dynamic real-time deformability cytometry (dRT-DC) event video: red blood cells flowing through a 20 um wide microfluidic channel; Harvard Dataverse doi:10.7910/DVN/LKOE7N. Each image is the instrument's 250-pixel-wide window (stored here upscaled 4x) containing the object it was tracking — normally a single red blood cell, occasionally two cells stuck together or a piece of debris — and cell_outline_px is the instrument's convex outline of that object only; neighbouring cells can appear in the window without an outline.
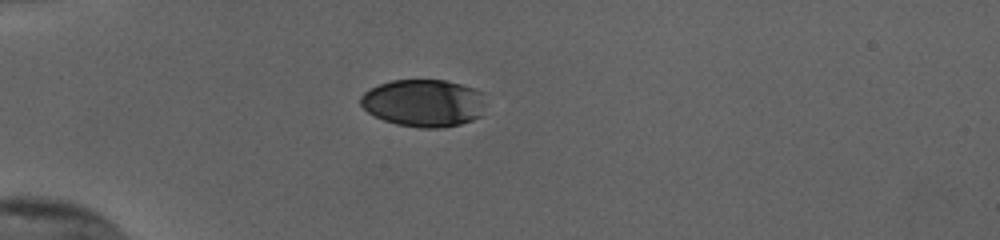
{"species": "human", "species_latin": "Homo sapiens", "temperature_condition": "cold", "stored_images_in_passage": 39, "camera_frame_rate_fps": 3000, "um_per_image_px": 0.085, "donor": {"sex": "female"}, "frame": {"image": 1, "passage_image": 1, "time_ms": 0.0, "image_size_px": [1000, 240], "cell_outline_px": [[484, 92], [480, 116], [472, 120], [460, 124], [444, 128], [420, 128], [396, 124], [384, 120], [368, 112], [360, 104], [360, 96], [364, 92], [380, 84], [392, 80], [444, 80], [460, 84]], "centroid_in_image_um": [35.99, 8.76], "position_along_channel_um": 49.0, "area_um2": 34.45}}
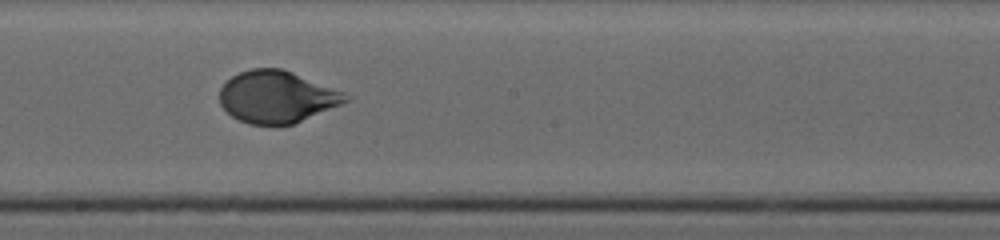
{"frame": {"image": 2, "passage_image": 17, "time_ms": 5.333, "image_size_px": [1000, 240], "cell_outline_px": [[352, 100], [292, 124], [248, 124], [232, 116], [220, 104], [220, 88], [232, 76], [240, 72], [252, 68], [284, 68], [344, 92], [352, 96]], "centroid_in_image_um": [23.56, 8.21], "position_along_channel_um": 224.6, "area_um2": 38.09}}
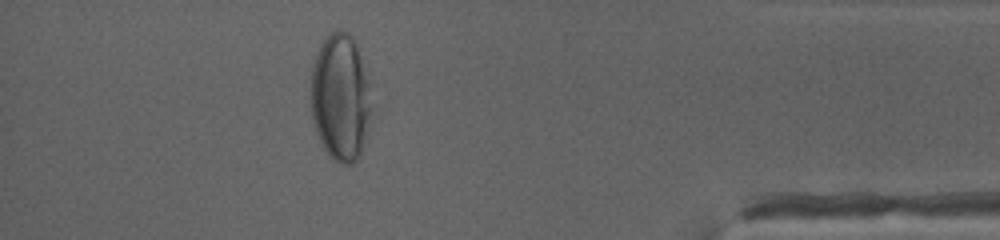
{"frame": {"image": 3, "passage_image": 34, "time_ms": 11.0, "image_size_px": [1000, 240], "cell_outline_px": [[372, 128], [360, 156], [352, 164], [340, 164], [328, 156], [316, 132], [312, 120], [312, 68], [316, 52], [320, 44], [332, 32], [340, 28], [348, 32], [352, 36], [356, 44], [368, 80], [372, 104]], "centroid_in_image_um": [28.99, 8.34], "position_along_channel_um": 406.2, "area_um2": 45.72}, "authors_computed_cell_mechanics": {"area_um2": 38.8416, "velocity_mm_per_s": 3.7992, "shape_relaxation_time_tau1_ms": 3.2991, "shape_relaxation_time_tau2_ms": null, "deformation_change_tau1": 0.1591, "deformation_change_tau2": null}}